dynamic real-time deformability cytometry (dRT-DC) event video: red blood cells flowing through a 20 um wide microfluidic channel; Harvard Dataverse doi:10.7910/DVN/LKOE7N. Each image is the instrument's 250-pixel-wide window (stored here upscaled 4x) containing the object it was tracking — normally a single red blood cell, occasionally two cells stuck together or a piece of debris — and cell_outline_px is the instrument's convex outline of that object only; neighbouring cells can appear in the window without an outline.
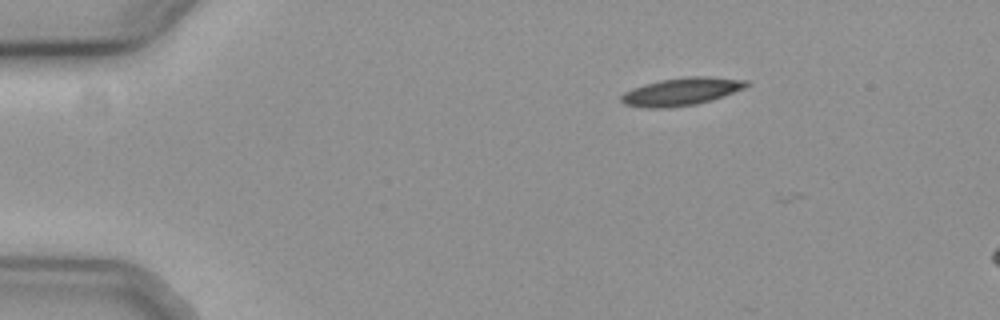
{"species": "common noctule bat (a hibernating species)", "species_latin": "Nyctalus noctula", "temperature_condition": "cold", "stored_images_in_passage": 7, "camera_frame_rate_fps": 3000, "um_per_image_px": 0.085, "animal": {"sex": "female", "body_mass_g": 19.3, "forearm_length_mm": 54.1}, "frame": {"image": 1, "passage_image": 6, "time_ms": 1.667, "image_size_px": [1000, 320], "cell_outline_px": [[752, 84], [744, 88], [724, 96], [712, 100], [696, 104], [668, 108], [644, 108], [624, 104], [620, 100], [620, 96], [624, 92], [632, 88], [644, 84], [660, 80], [684, 76], [708, 76], [748, 80]], "centroid_in_image_um": [57.93, 7.78], "position_along_channel_um": 27.1, "area_um2": 20.52}}